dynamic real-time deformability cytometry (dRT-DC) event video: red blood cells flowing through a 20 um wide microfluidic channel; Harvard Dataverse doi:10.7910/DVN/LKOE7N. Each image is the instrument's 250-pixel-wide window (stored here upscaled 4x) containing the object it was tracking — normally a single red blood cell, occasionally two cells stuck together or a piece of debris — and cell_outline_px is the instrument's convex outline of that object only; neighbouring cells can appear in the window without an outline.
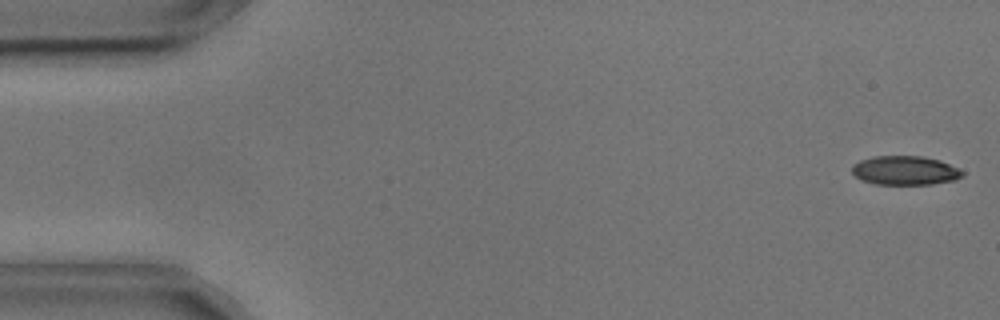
{"species": "common noctule bat (a hibernating species)", "species_latin": "Nyctalus noctula", "temperature_condition": "cold", "stored_images_in_passage": 54, "camera_frame_rate_fps": 3000, "um_per_image_px": 0.085, "animal": {"sex": "male", "body_mass_g": 17.9, "forearm_length_mm": 54.2}, "frame": {"image": 1, "passage_image": 1, "time_ms": 0.0, "image_size_px": [1000, 320], "cell_outline_px": [[964, 176], [956, 180], [932, 184], [876, 184], [860, 180], [852, 172], [852, 164], [860, 160], [872, 156], [924, 156], [940, 160], [964, 172]], "centroid_in_image_um": [76.91, 14.49], "position_along_channel_um": 8.1, "area_um2": 18.79}}
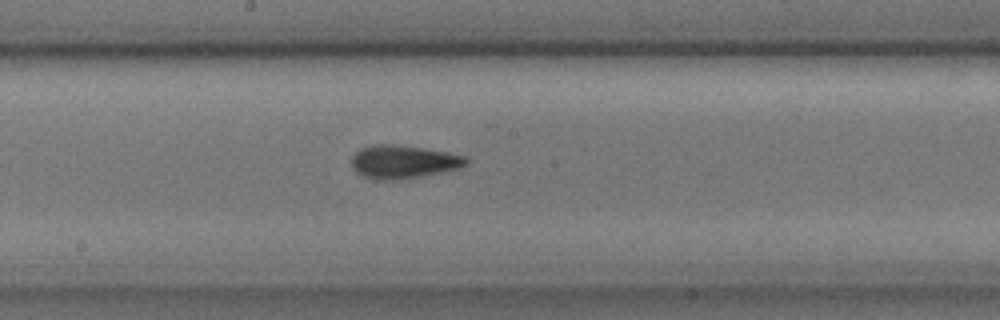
{"frame": {"image": 2, "passage_image": 28, "time_ms": 9.0, "image_size_px": [1000, 320], "cell_outline_px": [[468, 164], [460, 168], [420, 176], [396, 180], [384, 180], [364, 176], [356, 172], [352, 168], [352, 156], [360, 148], [372, 144], [396, 144], [424, 148], [448, 152], [468, 156]], "centroid_in_image_um": [34.3, 13.73], "position_along_channel_um": 213.9, "area_um2": 22.25}}
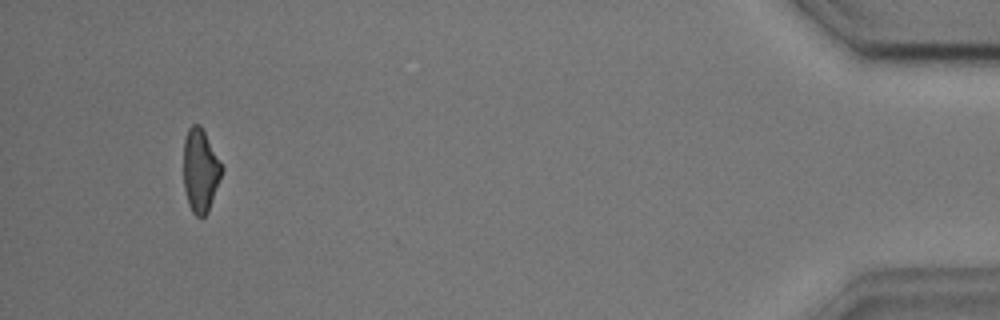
{"frame": {"image": 3, "passage_image": 51, "time_ms": 16.667, "image_size_px": [1000, 320], "cell_outline_px": [[224, 168], [208, 212], [200, 220], [192, 212], [188, 204], [184, 188], [184, 140], [188, 128], [192, 124], [200, 124]], "centroid_in_image_um": [17.03, 14.51], "position_along_channel_um": 418.2, "area_um2": 18.61}, "authors_computed_cell_mechanics": {"area_um2": 20.0277, "velocity_mm_per_s": 3.6426, "shape_relaxation_time_tau1_ms": 3.0923, "shape_relaxation_time_tau2_ms": 3.112, "deformation_change_tau1": 0.1352, "deformation_change_tau2": 0.1258}}